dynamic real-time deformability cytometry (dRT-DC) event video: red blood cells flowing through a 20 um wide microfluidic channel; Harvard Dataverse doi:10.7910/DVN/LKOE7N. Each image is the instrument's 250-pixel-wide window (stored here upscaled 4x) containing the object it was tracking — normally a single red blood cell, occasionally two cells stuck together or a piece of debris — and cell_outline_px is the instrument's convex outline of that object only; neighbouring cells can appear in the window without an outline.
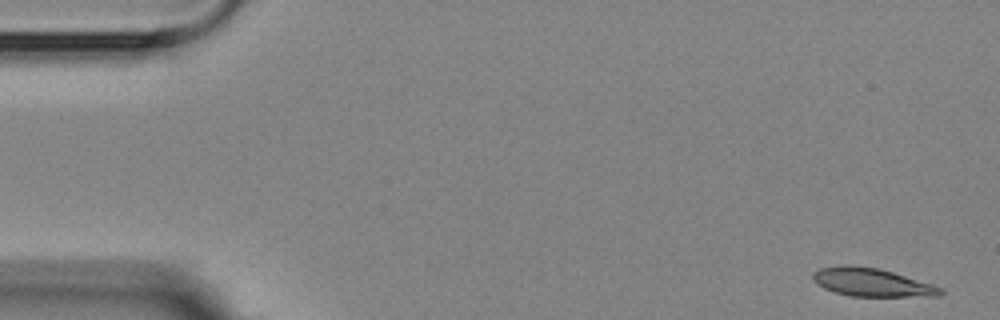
{"species": "Egyptian fruit bat (a non-hibernating species)", "species_latin": "Rousettus aegyptiacus", "temperature_condition": "room temperature", "stored_images_in_passage": 6, "camera_frame_rate_fps": 3000, "um_per_image_px": 0.085, "animal": {"sex": "female"}, "frame": {"image": 1, "passage_image": 1, "time_ms": 0.0, "image_size_px": [1000, 320], "cell_outline_px": [[944, 292], [940, 296], [848, 296], [824, 288], [816, 284], [812, 280], [812, 272], [820, 268], [844, 264], [848, 264], [876, 268], [892, 272], [932, 284], [944, 288]], "centroid_in_image_um": [74.08, 24.0], "position_along_channel_um": 10.9, "area_um2": 21.04}}
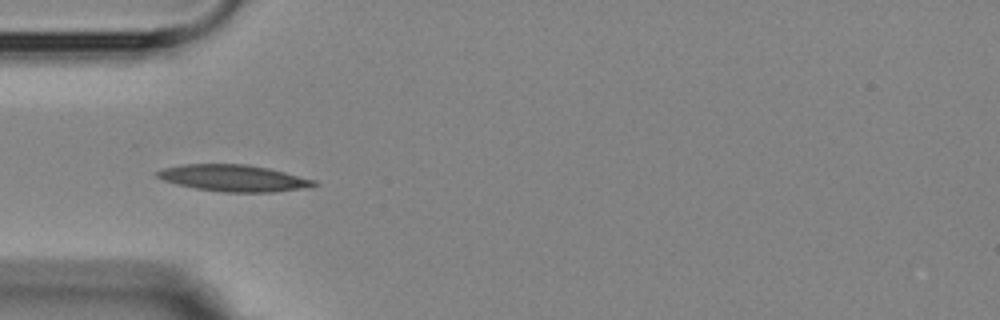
{"frame": {"image": 2, "passage_image": 5, "time_ms": 5.333, "image_size_px": [1000, 320], "cell_outline_px": [[320, 184], [308, 188], [272, 192], [224, 192], [196, 188], [176, 184], [164, 180], [156, 176], [156, 172], [164, 168], [184, 164], [248, 164], [268, 168], [316, 180]], "centroid_in_image_um": [19.9, 15.14], "position_along_channel_um": 65.1, "area_um2": 24.28}}